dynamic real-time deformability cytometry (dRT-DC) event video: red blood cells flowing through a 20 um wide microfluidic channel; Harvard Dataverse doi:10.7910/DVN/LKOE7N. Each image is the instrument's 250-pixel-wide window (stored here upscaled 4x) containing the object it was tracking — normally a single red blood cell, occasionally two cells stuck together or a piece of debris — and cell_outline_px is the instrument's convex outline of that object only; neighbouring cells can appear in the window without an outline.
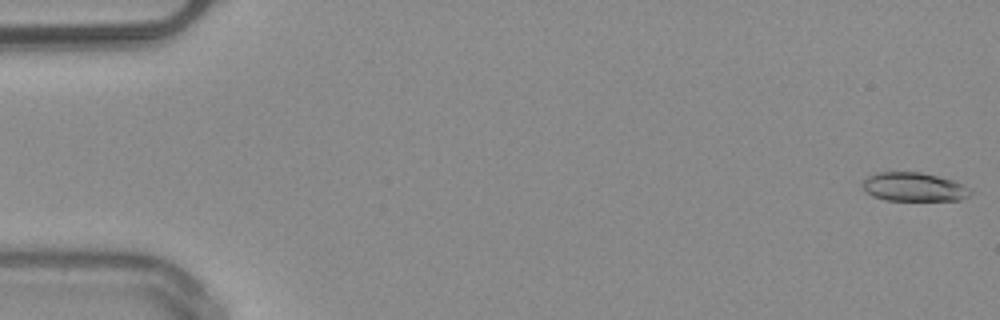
{"species": "common noctule bat (a hibernating species)", "species_latin": "Nyctalus noctula", "temperature_condition": "warm", "stored_images_in_passage": 51, "camera_frame_rate_fps": 3000, "um_per_image_px": 0.085, "animal": {"sex": "male", "body_mass_g": 20.4}, "frame": {"image": 1, "passage_image": 1, "time_ms": 0.0, "image_size_px": [1000, 320], "cell_outline_px": [[972, 192], [968, 196], [960, 200], [884, 200], [872, 196], [864, 188], [864, 180], [868, 176], [876, 172], [920, 172], [952, 180], [968, 188]], "centroid_in_image_um": [77.66, 15.89], "position_along_channel_um": 7.3, "area_um2": 17.8}}
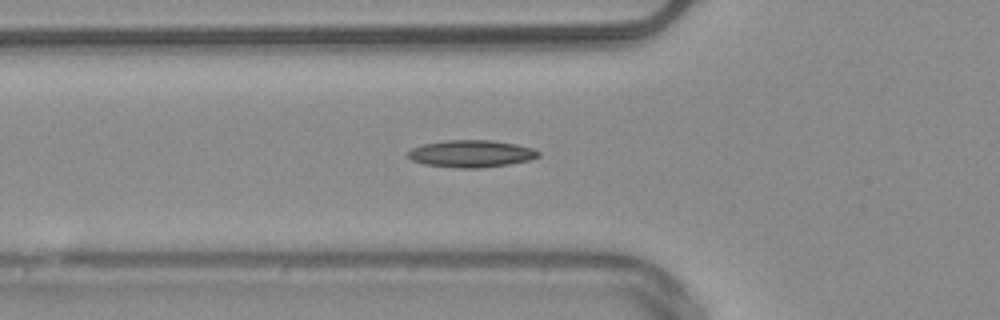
{"frame": {"image": 2, "passage_image": 18, "time_ms": 5.667, "image_size_px": [1000, 320], "cell_outline_px": [[540, 156], [528, 160], [508, 164], [480, 168], [456, 168], [424, 164], [412, 160], [408, 156], [408, 152], [412, 148], [424, 144], [444, 140], [492, 140], [516, 144], [532, 148], [540, 152]], "centroid_in_image_um": [40.05, 13.06], "position_along_channel_um": 85.7, "area_um2": 20.58}}
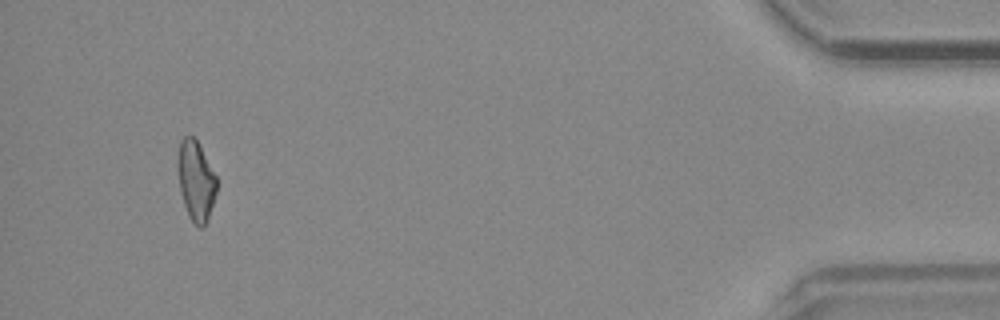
{"frame": {"image": 3, "passage_image": 48, "time_ms": 15.667, "image_size_px": [1000, 320], "cell_outline_px": [[216, 192], [208, 220], [204, 228], [200, 228], [188, 216], [180, 192], [176, 164], [176, 160], [180, 140], [184, 136], [192, 136], [196, 140], [216, 176]], "centroid_in_image_um": [16.62, 15.37], "position_along_channel_um": 418.6, "area_um2": 18.15}, "authors_computed_cell_mechanics": {"area_um2": 18.496, "velocity_mm_per_s": 4.0537, "shape_relaxation_time_tau1_ms": null, "shape_relaxation_time_tau2_ms": 7.5485, "deformation_change_tau1": null, "deformation_change_tau2": 0.1743}}